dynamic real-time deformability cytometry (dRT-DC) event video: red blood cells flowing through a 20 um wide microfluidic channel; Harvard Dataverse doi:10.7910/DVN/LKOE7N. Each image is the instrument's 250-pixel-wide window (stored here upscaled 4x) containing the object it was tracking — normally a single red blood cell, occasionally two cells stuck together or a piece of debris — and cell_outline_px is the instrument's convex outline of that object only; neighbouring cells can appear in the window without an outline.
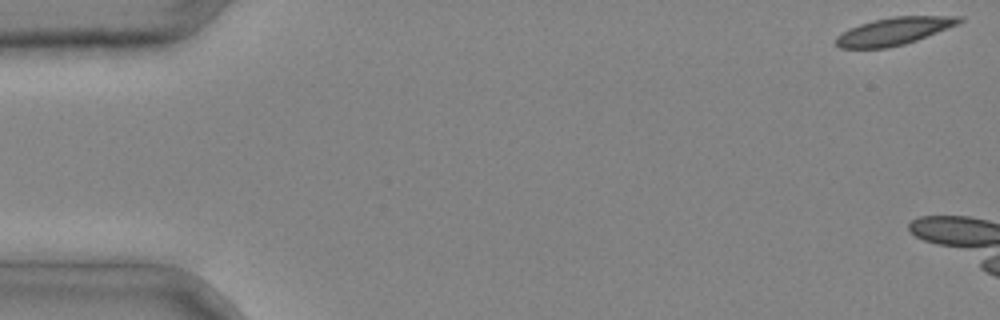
{"species": "common noctule bat (a hibernating species)", "species_latin": "Nyctalus noctula", "temperature_condition": "cold", "stored_images_in_passage": 5, "camera_frame_rate_fps": 3000, "um_per_image_px": 0.085, "animal": {"sex": "male", "body_mass_g": 20.4}, "frame": {"image": 1, "passage_image": 1, "time_ms": 0.0, "image_size_px": [1000, 320], "cell_outline_px": [[964, 20], [960, 24], [916, 40], [904, 44], [888, 48], [840, 48], [836, 44], [836, 36], [848, 28], [872, 20], [892, 16], [964, 16]], "centroid_in_image_um": [76.01, 2.64], "position_along_channel_um": 9.0, "area_um2": 19.88}}